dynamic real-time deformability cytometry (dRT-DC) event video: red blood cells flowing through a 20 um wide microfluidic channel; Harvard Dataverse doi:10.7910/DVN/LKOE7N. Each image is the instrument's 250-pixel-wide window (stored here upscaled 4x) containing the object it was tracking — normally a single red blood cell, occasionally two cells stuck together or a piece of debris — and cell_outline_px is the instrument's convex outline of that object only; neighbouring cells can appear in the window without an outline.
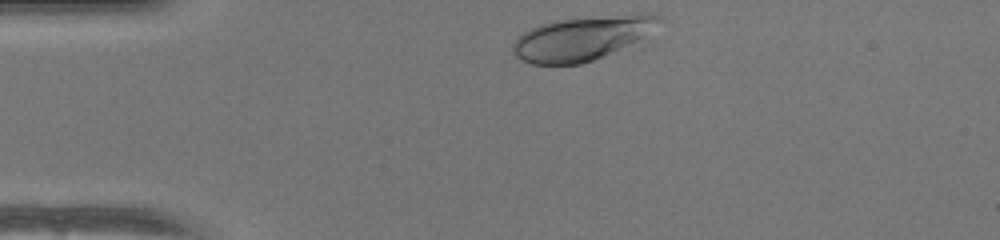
{"species": "human", "species_latin": "Homo sapiens", "temperature_condition": "warm", "stored_images_in_passage": 31, "camera_frame_rate_fps": 3000, "um_per_image_px": 0.085, "donor": {"sex": "female"}, "frame": {"image": 1, "passage_image": 1, "time_ms": 0.0, "image_size_px": [1000, 240], "cell_outline_px": [[664, 20], [644, 40], [592, 60], [580, 64], [532, 64], [520, 60], [512, 52], [512, 44], [524, 32], [540, 24], [552, 20], [624, 12], [636, 12], [660, 16]], "centroid_in_image_um": [49.57, 3.2], "position_along_channel_um": 35.4, "area_um2": 38.55}}
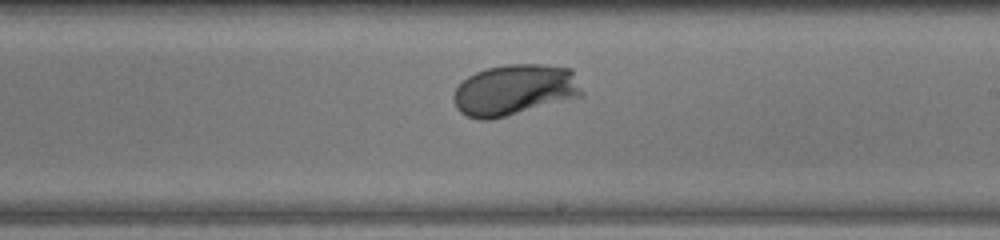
{"frame": {"image": 2, "passage_image": 20, "time_ms": 6.333, "image_size_px": [1000, 240], "cell_outline_px": [[584, 92], [580, 96], [492, 120], [476, 120], [460, 112], [456, 108], [452, 100], [452, 96], [456, 88], [468, 76], [476, 72], [488, 68], [508, 64], [544, 64], [572, 68]], "centroid_in_image_um": [43.73, 7.64], "position_along_channel_um": 245.3, "area_um2": 38.26}}
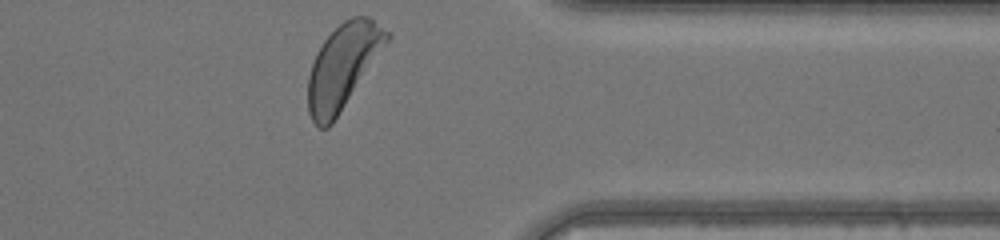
{"frame": {"image": 3, "passage_image": 31, "time_ms": 10.0, "image_size_px": [1000, 240], "cell_outline_px": [[392, 36], [332, 124], [328, 128], [320, 128], [312, 120], [308, 112], [308, 76], [316, 52], [324, 40], [344, 20], [352, 16], [368, 16], [392, 32]], "centroid_in_image_um": [29.16, 5.62], "position_along_channel_um": 382.2, "area_um2": 38.49}, "authors_computed_cell_mechanics": {"area_um2": 36.0672, "velocity_mm_per_s": 4.0353, "shape_relaxation_time_tau1_ms": 2.5263, "shape_relaxation_time_tau2_ms": null, "deformation_change_tau1": 0.1794, "deformation_change_tau2": null}}